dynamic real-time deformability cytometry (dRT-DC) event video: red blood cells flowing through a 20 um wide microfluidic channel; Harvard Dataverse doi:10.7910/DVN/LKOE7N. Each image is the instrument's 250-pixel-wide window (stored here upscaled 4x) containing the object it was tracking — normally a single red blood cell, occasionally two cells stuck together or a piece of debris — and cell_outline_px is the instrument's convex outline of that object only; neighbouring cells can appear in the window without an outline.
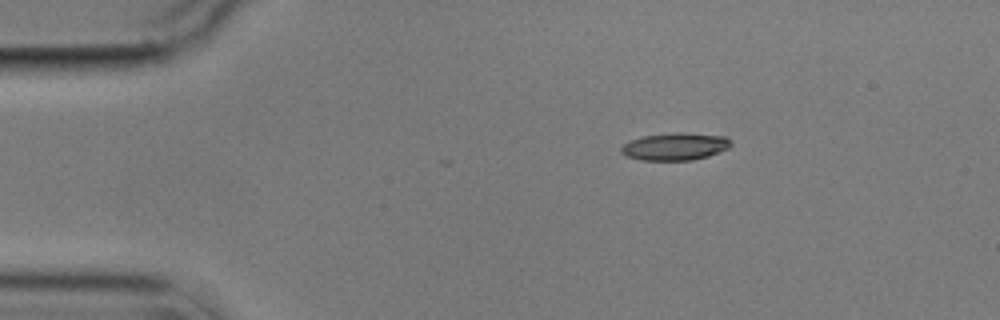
{"species": "common noctule bat (a hibernating species)", "species_latin": "Nyctalus noctula", "temperature_condition": "cold", "stored_images_in_passage": 3, "camera_frame_rate_fps": 3000, "um_per_image_px": 0.085, "animal": {"sex": "male", "body_mass_g": 17.9}, "frame": {"image": 1, "passage_image": 1, "time_ms": 0.0, "image_size_px": [1000, 320], "cell_outline_px": [[732, 144], [728, 148], [708, 156], [692, 160], [640, 160], [624, 156], [620, 152], [620, 148], [624, 144], [632, 140], [644, 136], [672, 132], [684, 132], [728, 136], [732, 140]], "centroid_in_image_um": [57.4, 12.44], "position_along_channel_um": 27.6, "area_um2": 17.74}}